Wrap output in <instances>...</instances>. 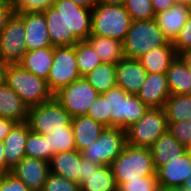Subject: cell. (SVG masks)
<instances>
[{
    "label": "cell",
    "instance_id": "6da1fadb",
    "mask_svg": "<svg viewBox=\"0 0 191 191\" xmlns=\"http://www.w3.org/2000/svg\"><path fill=\"white\" fill-rule=\"evenodd\" d=\"M51 46H71L86 40L92 30V9L74 4L70 0H54L43 11Z\"/></svg>",
    "mask_w": 191,
    "mask_h": 191
},
{
    "label": "cell",
    "instance_id": "7a4b0ae2",
    "mask_svg": "<svg viewBox=\"0 0 191 191\" xmlns=\"http://www.w3.org/2000/svg\"><path fill=\"white\" fill-rule=\"evenodd\" d=\"M110 167L118 188L127 180L156 175L150 148L136 147L128 143Z\"/></svg>",
    "mask_w": 191,
    "mask_h": 191
},
{
    "label": "cell",
    "instance_id": "3957f363",
    "mask_svg": "<svg viewBox=\"0 0 191 191\" xmlns=\"http://www.w3.org/2000/svg\"><path fill=\"white\" fill-rule=\"evenodd\" d=\"M5 83L19 95L28 108L53 98L47 81L25 70L19 63L8 65Z\"/></svg>",
    "mask_w": 191,
    "mask_h": 191
},
{
    "label": "cell",
    "instance_id": "277c9868",
    "mask_svg": "<svg viewBox=\"0 0 191 191\" xmlns=\"http://www.w3.org/2000/svg\"><path fill=\"white\" fill-rule=\"evenodd\" d=\"M101 95L107 100L108 113L111 115V127L126 130L138 122L149 109L137 94H128L118 86L101 93Z\"/></svg>",
    "mask_w": 191,
    "mask_h": 191
},
{
    "label": "cell",
    "instance_id": "5b68a950",
    "mask_svg": "<svg viewBox=\"0 0 191 191\" xmlns=\"http://www.w3.org/2000/svg\"><path fill=\"white\" fill-rule=\"evenodd\" d=\"M168 43L155 19L135 20L132 21L123 41L124 55L127 58L138 59L148 51Z\"/></svg>",
    "mask_w": 191,
    "mask_h": 191
},
{
    "label": "cell",
    "instance_id": "8992f818",
    "mask_svg": "<svg viewBox=\"0 0 191 191\" xmlns=\"http://www.w3.org/2000/svg\"><path fill=\"white\" fill-rule=\"evenodd\" d=\"M131 23V16L124 6L98 3L92 9L90 35L109 37L123 42Z\"/></svg>",
    "mask_w": 191,
    "mask_h": 191
},
{
    "label": "cell",
    "instance_id": "52a82bcc",
    "mask_svg": "<svg viewBox=\"0 0 191 191\" xmlns=\"http://www.w3.org/2000/svg\"><path fill=\"white\" fill-rule=\"evenodd\" d=\"M27 123L35 133L47 135L65 131L71 126L72 116L54 99L29 108Z\"/></svg>",
    "mask_w": 191,
    "mask_h": 191
},
{
    "label": "cell",
    "instance_id": "ba28073f",
    "mask_svg": "<svg viewBox=\"0 0 191 191\" xmlns=\"http://www.w3.org/2000/svg\"><path fill=\"white\" fill-rule=\"evenodd\" d=\"M168 130L163 108H149L144 116L126 129L127 143L136 147L150 148Z\"/></svg>",
    "mask_w": 191,
    "mask_h": 191
},
{
    "label": "cell",
    "instance_id": "9c48e42d",
    "mask_svg": "<svg viewBox=\"0 0 191 191\" xmlns=\"http://www.w3.org/2000/svg\"><path fill=\"white\" fill-rule=\"evenodd\" d=\"M127 144L126 130L105 127L99 138L84 149L82 157L100 166L110 164L123 152Z\"/></svg>",
    "mask_w": 191,
    "mask_h": 191
},
{
    "label": "cell",
    "instance_id": "30bf717a",
    "mask_svg": "<svg viewBox=\"0 0 191 191\" xmlns=\"http://www.w3.org/2000/svg\"><path fill=\"white\" fill-rule=\"evenodd\" d=\"M99 94L84 77H81L59 89L53 97L72 117H77L87 115Z\"/></svg>",
    "mask_w": 191,
    "mask_h": 191
},
{
    "label": "cell",
    "instance_id": "8fae6325",
    "mask_svg": "<svg viewBox=\"0 0 191 191\" xmlns=\"http://www.w3.org/2000/svg\"><path fill=\"white\" fill-rule=\"evenodd\" d=\"M79 78L81 75L76 60V44L54 47L53 64L47 79L50 91L54 94Z\"/></svg>",
    "mask_w": 191,
    "mask_h": 191
},
{
    "label": "cell",
    "instance_id": "7c38bea8",
    "mask_svg": "<svg viewBox=\"0 0 191 191\" xmlns=\"http://www.w3.org/2000/svg\"><path fill=\"white\" fill-rule=\"evenodd\" d=\"M24 20L14 13L0 34V57L8 64H18L27 52Z\"/></svg>",
    "mask_w": 191,
    "mask_h": 191
},
{
    "label": "cell",
    "instance_id": "4fadbf2b",
    "mask_svg": "<svg viewBox=\"0 0 191 191\" xmlns=\"http://www.w3.org/2000/svg\"><path fill=\"white\" fill-rule=\"evenodd\" d=\"M11 173L20 179L31 191H42L50 173L49 162L25 156L11 169Z\"/></svg>",
    "mask_w": 191,
    "mask_h": 191
},
{
    "label": "cell",
    "instance_id": "5bb4252c",
    "mask_svg": "<svg viewBox=\"0 0 191 191\" xmlns=\"http://www.w3.org/2000/svg\"><path fill=\"white\" fill-rule=\"evenodd\" d=\"M159 186L180 188L187 178H191V155L188 151L179 158H174L167 164L156 169Z\"/></svg>",
    "mask_w": 191,
    "mask_h": 191
},
{
    "label": "cell",
    "instance_id": "9a60e30c",
    "mask_svg": "<svg viewBox=\"0 0 191 191\" xmlns=\"http://www.w3.org/2000/svg\"><path fill=\"white\" fill-rule=\"evenodd\" d=\"M24 20L27 51L51 46L47 22L43 12L17 13Z\"/></svg>",
    "mask_w": 191,
    "mask_h": 191
},
{
    "label": "cell",
    "instance_id": "2e32d148",
    "mask_svg": "<svg viewBox=\"0 0 191 191\" xmlns=\"http://www.w3.org/2000/svg\"><path fill=\"white\" fill-rule=\"evenodd\" d=\"M137 59L124 57L116 64V84L128 94H137L147 77Z\"/></svg>",
    "mask_w": 191,
    "mask_h": 191
},
{
    "label": "cell",
    "instance_id": "e0dca14e",
    "mask_svg": "<svg viewBox=\"0 0 191 191\" xmlns=\"http://www.w3.org/2000/svg\"><path fill=\"white\" fill-rule=\"evenodd\" d=\"M166 74L148 73L137 93L138 98L149 108H163L170 96Z\"/></svg>",
    "mask_w": 191,
    "mask_h": 191
},
{
    "label": "cell",
    "instance_id": "ac0fdd59",
    "mask_svg": "<svg viewBox=\"0 0 191 191\" xmlns=\"http://www.w3.org/2000/svg\"><path fill=\"white\" fill-rule=\"evenodd\" d=\"M30 131L27 122L16 123L3 140L6 165L12 169L25 155V144Z\"/></svg>",
    "mask_w": 191,
    "mask_h": 191
},
{
    "label": "cell",
    "instance_id": "d6986e66",
    "mask_svg": "<svg viewBox=\"0 0 191 191\" xmlns=\"http://www.w3.org/2000/svg\"><path fill=\"white\" fill-rule=\"evenodd\" d=\"M190 16L187 5L175 3L171 8L156 14L155 21L163 31L164 37L173 42Z\"/></svg>",
    "mask_w": 191,
    "mask_h": 191
},
{
    "label": "cell",
    "instance_id": "ffe728a7",
    "mask_svg": "<svg viewBox=\"0 0 191 191\" xmlns=\"http://www.w3.org/2000/svg\"><path fill=\"white\" fill-rule=\"evenodd\" d=\"M154 168L167 164L174 158H179L187 148L179 143L167 130L150 147Z\"/></svg>",
    "mask_w": 191,
    "mask_h": 191
},
{
    "label": "cell",
    "instance_id": "44dd1931",
    "mask_svg": "<svg viewBox=\"0 0 191 191\" xmlns=\"http://www.w3.org/2000/svg\"><path fill=\"white\" fill-rule=\"evenodd\" d=\"M172 42L166 46H160L141 55L137 60L147 73L166 74L171 63L177 58Z\"/></svg>",
    "mask_w": 191,
    "mask_h": 191
},
{
    "label": "cell",
    "instance_id": "7402d4cb",
    "mask_svg": "<svg viewBox=\"0 0 191 191\" xmlns=\"http://www.w3.org/2000/svg\"><path fill=\"white\" fill-rule=\"evenodd\" d=\"M29 108L6 83L0 86V117L16 123L27 122Z\"/></svg>",
    "mask_w": 191,
    "mask_h": 191
},
{
    "label": "cell",
    "instance_id": "603a6c76",
    "mask_svg": "<svg viewBox=\"0 0 191 191\" xmlns=\"http://www.w3.org/2000/svg\"><path fill=\"white\" fill-rule=\"evenodd\" d=\"M71 126L73 128L75 145L79 152H82L95 142L105 128L87 115L72 117Z\"/></svg>",
    "mask_w": 191,
    "mask_h": 191
},
{
    "label": "cell",
    "instance_id": "cb8c5ba5",
    "mask_svg": "<svg viewBox=\"0 0 191 191\" xmlns=\"http://www.w3.org/2000/svg\"><path fill=\"white\" fill-rule=\"evenodd\" d=\"M54 59V46H48L41 49L27 51L24 54L21 66L32 72L37 77L43 78L47 81L51 66Z\"/></svg>",
    "mask_w": 191,
    "mask_h": 191
},
{
    "label": "cell",
    "instance_id": "d4e9b609",
    "mask_svg": "<svg viewBox=\"0 0 191 191\" xmlns=\"http://www.w3.org/2000/svg\"><path fill=\"white\" fill-rule=\"evenodd\" d=\"M81 158L78 150L56 153L49 162L50 172L78 183Z\"/></svg>",
    "mask_w": 191,
    "mask_h": 191
},
{
    "label": "cell",
    "instance_id": "484cf974",
    "mask_svg": "<svg viewBox=\"0 0 191 191\" xmlns=\"http://www.w3.org/2000/svg\"><path fill=\"white\" fill-rule=\"evenodd\" d=\"M166 76L170 94L191 95L190 72L179 56L171 63Z\"/></svg>",
    "mask_w": 191,
    "mask_h": 191
},
{
    "label": "cell",
    "instance_id": "4316f807",
    "mask_svg": "<svg viewBox=\"0 0 191 191\" xmlns=\"http://www.w3.org/2000/svg\"><path fill=\"white\" fill-rule=\"evenodd\" d=\"M86 41L102 62L117 64L125 57L122 41L98 35H90Z\"/></svg>",
    "mask_w": 191,
    "mask_h": 191
},
{
    "label": "cell",
    "instance_id": "83f0119b",
    "mask_svg": "<svg viewBox=\"0 0 191 191\" xmlns=\"http://www.w3.org/2000/svg\"><path fill=\"white\" fill-rule=\"evenodd\" d=\"M115 74L116 64L102 62L83 77L101 94L117 86Z\"/></svg>",
    "mask_w": 191,
    "mask_h": 191
},
{
    "label": "cell",
    "instance_id": "f1b7e54d",
    "mask_svg": "<svg viewBox=\"0 0 191 191\" xmlns=\"http://www.w3.org/2000/svg\"><path fill=\"white\" fill-rule=\"evenodd\" d=\"M167 122L191 120V95L171 94L163 107Z\"/></svg>",
    "mask_w": 191,
    "mask_h": 191
},
{
    "label": "cell",
    "instance_id": "f546056e",
    "mask_svg": "<svg viewBox=\"0 0 191 191\" xmlns=\"http://www.w3.org/2000/svg\"><path fill=\"white\" fill-rule=\"evenodd\" d=\"M81 191H118L112 169L110 166H101L96 173L80 187Z\"/></svg>",
    "mask_w": 191,
    "mask_h": 191
},
{
    "label": "cell",
    "instance_id": "4dcf8cb0",
    "mask_svg": "<svg viewBox=\"0 0 191 191\" xmlns=\"http://www.w3.org/2000/svg\"><path fill=\"white\" fill-rule=\"evenodd\" d=\"M76 60L81 77L102 63L95 50L86 40L76 43Z\"/></svg>",
    "mask_w": 191,
    "mask_h": 191
},
{
    "label": "cell",
    "instance_id": "1f68e13d",
    "mask_svg": "<svg viewBox=\"0 0 191 191\" xmlns=\"http://www.w3.org/2000/svg\"><path fill=\"white\" fill-rule=\"evenodd\" d=\"M25 155L50 162L54 153L49 148L48 138L30 130L25 144Z\"/></svg>",
    "mask_w": 191,
    "mask_h": 191
},
{
    "label": "cell",
    "instance_id": "d6a6232c",
    "mask_svg": "<svg viewBox=\"0 0 191 191\" xmlns=\"http://www.w3.org/2000/svg\"><path fill=\"white\" fill-rule=\"evenodd\" d=\"M44 136L48 138L49 148L54 154L77 150L72 126L65 127V131H58Z\"/></svg>",
    "mask_w": 191,
    "mask_h": 191
},
{
    "label": "cell",
    "instance_id": "836d02e7",
    "mask_svg": "<svg viewBox=\"0 0 191 191\" xmlns=\"http://www.w3.org/2000/svg\"><path fill=\"white\" fill-rule=\"evenodd\" d=\"M123 6L132 21L155 19L156 14L151 0H126Z\"/></svg>",
    "mask_w": 191,
    "mask_h": 191
},
{
    "label": "cell",
    "instance_id": "e575fe53",
    "mask_svg": "<svg viewBox=\"0 0 191 191\" xmlns=\"http://www.w3.org/2000/svg\"><path fill=\"white\" fill-rule=\"evenodd\" d=\"M87 116L104 127H111V115L108 113L107 100L101 94L91 104Z\"/></svg>",
    "mask_w": 191,
    "mask_h": 191
},
{
    "label": "cell",
    "instance_id": "d590c367",
    "mask_svg": "<svg viewBox=\"0 0 191 191\" xmlns=\"http://www.w3.org/2000/svg\"><path fill=\"white\" fill-rule=\"evenodd\" d=\"M42 191H81V189L79 183L50 172Z\"/></svg>",
    "mask_w": 191,
    "mask_h": 191
},
{
    "label": "cell",
    "instance_id": "8d00e7d4",
    "mask_svg": "<svg viewBox=\"0 0 191 191\" xmlns=\"http://www.w3.org/2000/svg\"><path fill=\"white\" fill-rule=\"evenodd\" d=\"M159 187L157 176L142 177L141 179L127 180L118 191H157Z\"/></svg>",
    "mask_w": 191,
    "mask_h": 191
},
{
    "label": "cell",
    "instance_id": "74e56055",
    "mask_svg": "<svg viewBox=\"0 0 191 191\" xmlns=\"http://www.w3.org/2000/svg\"><path fill=\"white\" fill-rule=\"evenodd\" d=\"M168 131L186 148L191 145V120L168 122Z\"/></svg>",
    "mask_w": 191,
    "mask_h": 191
},
{
    "label": "cell",
    "instance_id": "f35d334b",
    "mask_svg": "<svg viewBox=\"0 0 191 191\" xmlns=\"http://www.w3.org/2000/svg\"><path fill=\"white\" fill-rule=\"evenodd\" d=\"M54 0H13L14 13L43 12L53 5Z\"/></svg>",
    "mask_w": 191,
    "mask_h": 191
},
{
    "label": "cell",
    "instance_id": "ab89813d",
    "mask_svg": "<svg viewBox=\"0 0 191 191\" xmlns=\"http://www.w3.org/2000/svg\"><path fill=\"white\" fill-rule=\"evenodd\" d=\"M172 45L177 55L191 48V16L182 26Z\"/></svg>",
    "mask_w": 191,
    "mask_h": 191
},
{
    "label": "cell",
    "instance_id": "60d3db41",
    "mask_svg": "<svg viewBox=\"0 0 191 191\" xmlns=\"http://www.w3.org/2000/svg\"><path fill=\"white\" fill-rule=\"evenodd\" d=\"M0 191H31L11 172L0 176Z\"/></svg>",
    "mask_w": 191,
    "mask_h": 191
},
{
    "label": "cell",
    "instance_id": "b9f144b4",
    "mask_svg": "<svg viewBox=\"0 0 191 191\" xmlns=\"http://www.w3.org/2000/svg\"><path fill=\"white\" fill-rule=\"evenodd\" d=\"M100 167L101 166L97 163L82 157L80 162V174H78V183L80 187L89 179V176L96 173Z\"/></svg>",
    "mask_w": 191,
    "mask_h": 191
},
{
    "label": "cell",
    "instance_id": "7bdbcfd3",
    "mask_svg": "<svg viewBox=\"0 0 191 191\" xmlns=\"http://www.w3.org/2000/svg\"><path fill=\"white\" fill-rule=\"evenodd\" d=\"M13 14V3H0V34Z\"/></svg>",
    "mask_w": 191,
    "mask_h": 191
},
{
    "label": "cell",
    "instance_id": "ee69618b",
    "mask_svg": "<svg viewBox=\"0 0 191 191\" xmlns=\"http://www.w3.org/2000/svg\"><path fill=\"white\" fill-rule=\"evenodd\" d=\"M15 124L16 122L9 118L0 117V141L6 138Z\"/></svg>",
    "mask_w": 191,
    "mask_h": 191
},
{
    "label": "cell",
    "instance_id": "f6af8a7d",
    "mask_svg": "<svg viewBox=\"0 0 191 191\" xmlns=\"http://www.w3.org/2000/svg\"><path fill=\"white\" fill-rule=\"evenodd\" d=\"M155 14L164 12L171 8L176 2L175 0H151Z\"/></svg>",
    "mask_w": 191,
    "mask_h": 191
},
{
    "label": "cell",
    "instance_id": "bcb514c9",
    "mask_svg": "<svg viewBox=\"0 0 191 191\" xmlns=\"http://www.w3.org/2000/svg\"><path fill=\"white\" fill-rule=\"evenodd\" d=\"M4 152L5 151L3 141H0V176L11 172V169L6 165Z\"/></svg>",
    "mask_w": 191,
    "mask_h": 191
},
{
    "label": "cell",
    "instance_id": "7dc6e473",
    "mask_svg": "<svg viewBox=\"0 0 191 191\" xmlns=\"http://www.w3.org/2000/svg\"><path fill=\"white\" fill-rule=\"evenodd\" d=\"M70 1L73 2L74 4L89 9H93L98 4V0H70Z\"/></svg>",
    "mask_w": 191,
    "mask_h": 191
},
{
    "label": "cell",
    "instance_id": "c3c4849f",
    "mask_svg": "<svg viewBox=\"0 0 191 191\" xmlns=\"http://www.w3.org/2000/svg\"><path fill=\"white\" fill-rule=\"evenodd\" d=\"M183 62L187 65L188 70L190 72V76H191V48L188 50H185L184 52L180 53L178 55Z\"/></svg>",
    "mask_w": 191,
    "mask_h": 191
},
{
    "label": "cell",
    "instance_id": "681fc988",
    "mask_svg": "<svg viewBox=\"0 0 191 191\" xmlns=\"http://www.w3.org/2000/svg\"><path fill=\"white\" fill-rule=\"evenodd\" d=\"M8 63H6L1 57H0V86L5 83L6 78V71L8 68Z\"/></svg>",
    "mask_w": 191,
    "mask_h": 191
},
{
    "label": "cell",
    "instance_id": "f907efd6",
    "mask_svg": "<svg viewBox=\"0 0 191 191\" xmlns=\"http://www.w3.org/2000/svg\"><path fill=\"white\" fill-rule=\"evenodd\" d=\"M126 0H98V3L105 5H124Z\"/></svg>",
    "mask_w": 191,
    "mask_h": 191
},
{
    "label": "cell",
    "instance_id": "816d5d0a",
    "mask_svg": "<svg viewBox=\"0 0 191 191\" xmlns=\"http://www.w3.org/2000/svg\"><path fill=\"white\" fill-rule=\"evenodd\" d=\"M157 191H183V187H180V188H168V187L159 186Z\"/></svg>",
    "mask_w": 191,
    "mask_h": 191
},
{
    "label": "cell",
    "instance_id": "f5cc1de1",
    "mask_svg": "<svg viewBox=\"0 0 191 191\" xmlns=\"http://www.w3.org/2000/svg\"><path fill=\"white\" fill-rule=\"evenodd\" d=\"M183 188L186 189H191V178H187L182 186Z\"/></svg>",
    "mask_w": 191,
    "mask_h": 191
},
{
    "label": "cell",
    "instance_id": "db71d44e",
    "mask_svg": "<svg viewBox=\"0 0 191 191\" xmlns=\"http://www.w3.org/2000/svg\"><path fill=\"white\" fill-rule=\"evenodd\" d=\"M176 3L179 4H184V5H188V3L190 2V0H175Z\"/></svg>",
    "mask_w": 191,
    "mask_h": 191
},
{
    "label": "cell",
    "instance_id": "11a10c76",
    "mask_svg": "<svg viewBox=\"0 0 191 191\" xmlns=\"http://www.w3.org/2000/svg\"><path fill=\"white\" fill-rule=\"evenodd\" d=\"M0 3H13V0H0Z\"/></svg>",
    "mask_w": 191,
    "mask_h": 191
},
{
    "label": "cell",
    "instance_id": "9f6ffc18",
    "mask_svg": "<svg viewBox=\"0 0 191 191\" xmlns=\"http://www.w3.org/2000/svg\"><path fill=\"white\" fill-rule=\"evenodd\" d=\"M188 10H189V12H190V15H191V0H190V2L188 3Z\"/></svg>",
    "mask_w": 191,
    "mask_h": 191
},
{
    "label": "cell",
    "instance_id": "6f0895ef",
    "mask_svg": "<svg viewBox=\"0 0 191 191\" xmlns=\"http://www.w3.org/2000/svg\"><path fill=\"white\" fill-rule=\"evenodd\" d=\"M187 151H188L189 154L191 155V145H189V146L187 147Z\"/></svg>",
    "mask_w": 191,
    "mask_h": 191
},
{
    "label": "cell",
    "instance_id": "680465c9",
    "mask_svg": "<svg viewBox=\"0 0 191 191\" xmlns=\"http://www.w3.org/2000/svg\"><path fill=\"white\" fill-rule=\"evenodd\" d=\"M183 191H191V189L183 188Z\"/></svg>",
    "mask_w": 191,
    "mask_h": 191
}]
</instances>
